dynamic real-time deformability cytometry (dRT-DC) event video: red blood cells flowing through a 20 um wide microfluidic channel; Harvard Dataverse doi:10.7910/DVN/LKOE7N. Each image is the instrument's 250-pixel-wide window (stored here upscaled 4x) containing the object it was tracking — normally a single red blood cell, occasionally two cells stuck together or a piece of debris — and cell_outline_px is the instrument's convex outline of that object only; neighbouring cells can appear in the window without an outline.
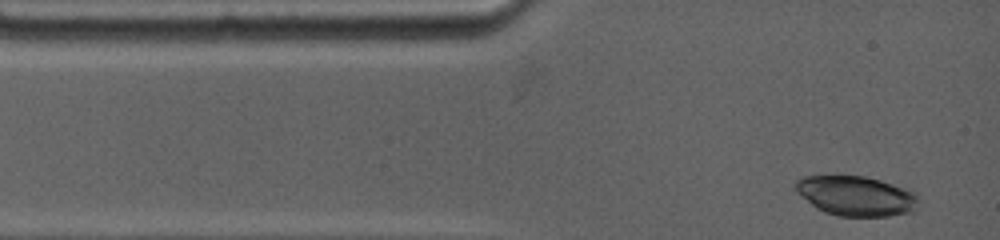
{"species": "common noctule bat (a hibernating species)", "species_latin": "Nyctalus noctula", "temperature_condition": "warm", "stored_images_in_passage": 7, "camera_frame_rate_fps": 4500, "um_per_image_px": 0.085, "animal": {"sex": "female", "body_mass_g": 19.0, "forearm_length_mm": 53.3}, "frame": {"image": 1, "passage_image": 1, "time_ms": 0.0, "image_size_px": [1000, 240], "cell_outline_px": [[916, 212], [888, 216], [836, 216], [824, 212], [816, 208], [796, 192], [792, 184], [796, 180], [804, 176], [836, 172], [864, 176], [912, 188], [916, 192]], "centroid_in_image_um": [72.72, 16.6], "position_along_channel_um": 12.3, "area_um2": 29.88}}
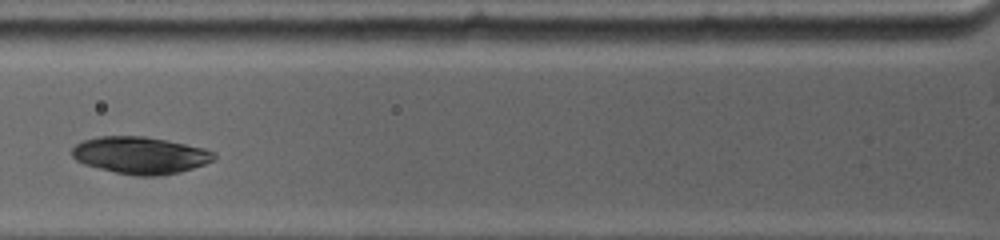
{"frame": {"image": 2, "passage_image": 6, "time_ms": 3.556, "image_size_px": [1000, 240], "cell_outline_px": [[216, 156], [212, 160], [204, 164], [180, 172], [156, 176], [136, 176], [116, 172], [84, 164], [76, 160], [72, 156], [72, 148], [76, 144], [84, 140], [100, 136], [144, 136], [168, 140], [204, 148], [216, 152]], "centroid_in_image_um": [11.93, 13.19], "position_along_channel_um": 113.9, "area_um2": 30.58}}
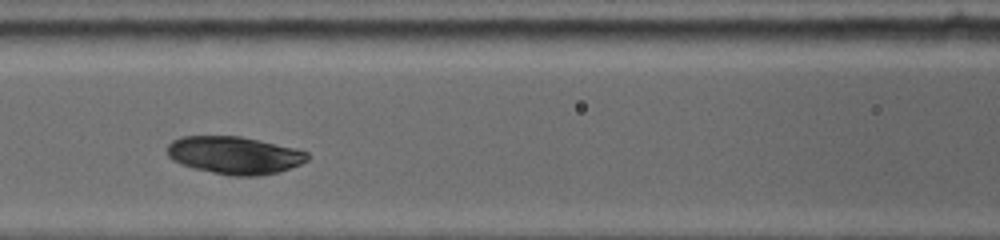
{"frame": {"image": 3, "passage_image": 7, "time_ms": 4.444, "image_size_px": [1000, 240], "cell_outline_px": [[308, 160], [300, 164], [276, 172], [260, 176], [232, 176], [192, 168], [180, 164], [172, 160], [168, 156], [168, 144], [172, 140], [180, 136], [240, 136], [260, 140], [296, 148], [308, 152]], "centroid_in_image_um": [19.91, 13.19], "position_along_channel_um": 146.7, "area_um2": 30.81}}